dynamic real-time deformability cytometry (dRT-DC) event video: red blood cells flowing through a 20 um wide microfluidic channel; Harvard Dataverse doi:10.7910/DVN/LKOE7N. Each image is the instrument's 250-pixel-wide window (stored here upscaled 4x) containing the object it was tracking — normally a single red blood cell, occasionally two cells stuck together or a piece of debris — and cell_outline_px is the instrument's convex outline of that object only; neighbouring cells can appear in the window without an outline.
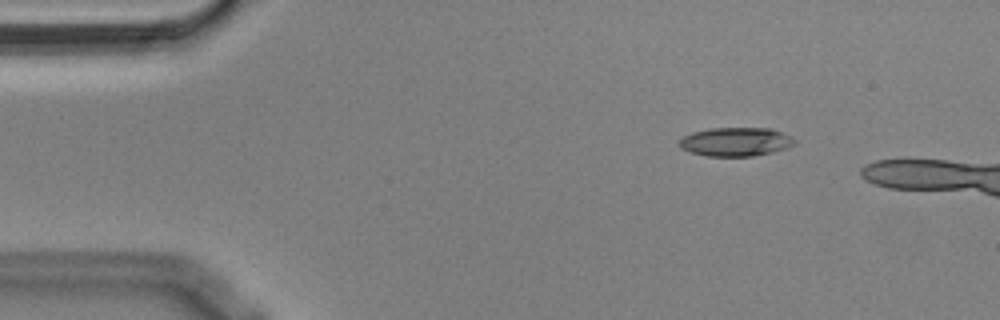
{"species": "Egyptian fruit bat (a non-hibernating species)", "species_latin": "Rousettus aegyptiacus", "temperature_condition": "cold", "stored_images_in_passage": 7, "camera_frame_rate_fps": 3000, "um_per_image_px": 0.085, "animal": {"sex": "male"}, "frame": {"image": 1, "passage_image": 1, "time_ms": 0.0, "image_size_px": [1000, 320], "cell_outline_px": [[796, 144], [788, 148], [772, 152], [752, 156], [708, 156], [692, 152], [680, 148], [680, 140], [684, 136], [692, 132], [708, 128], [772, 128], [796, 140]], "centroid_in_image_um": [62.55, 12.05], "position_along_channel_um": 22.5, "area_um2": 19.25}}